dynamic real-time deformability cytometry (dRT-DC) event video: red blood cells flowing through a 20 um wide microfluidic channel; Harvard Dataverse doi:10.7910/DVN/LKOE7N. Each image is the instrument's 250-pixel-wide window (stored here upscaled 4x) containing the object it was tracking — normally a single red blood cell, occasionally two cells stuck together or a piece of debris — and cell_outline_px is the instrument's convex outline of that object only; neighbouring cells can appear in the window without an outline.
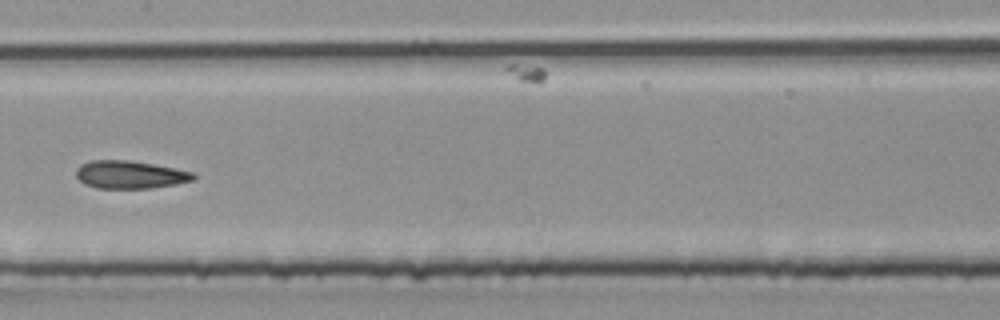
{"species": "common noctule bat (a hibernating species)", "species_latin": "Nyctalus noctula", "temperature_condition": "room temperature", "stored_images_in_passage": 31, "camera_frame_rate_fps": 3000, "um_per_image_px": 0.085, "animal": {"sex": "male", "body_mass_g": 20.4}, "frame": {"image": 1, "passage_image": 22, "time_ms": 7.0, "image_size_px": [1000, 320], "cell_outline_px": [[196, 180], [176, 184], [152, 188], [96, 188], [84, 184], [76, 176], [76, 168], [80, 164], [92, 160], [128, 160], [152, 164], [196, 172]], "centroid_in_image_um": [11.07, 14.85], "position_along_channel_um": 196.3, "area_um2": 19.19}}